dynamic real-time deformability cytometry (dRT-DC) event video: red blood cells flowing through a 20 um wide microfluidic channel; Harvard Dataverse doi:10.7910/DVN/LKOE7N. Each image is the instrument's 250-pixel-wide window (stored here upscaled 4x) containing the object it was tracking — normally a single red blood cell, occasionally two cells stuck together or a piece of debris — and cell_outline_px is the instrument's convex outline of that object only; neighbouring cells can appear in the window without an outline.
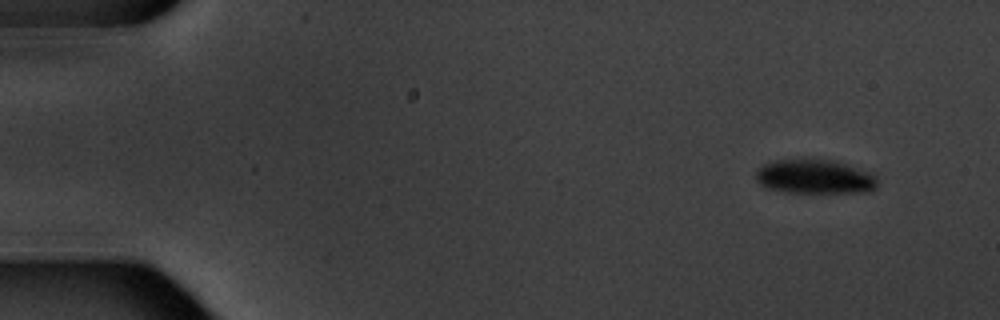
{"species": "common noctule bat (a hibernating species)", "species_latin": "Nyctalus noctula", "temperature_condition": "warm", "stored_images_in_passage": 10, "camera_frame_rate_fps": 3000, "um_per_image_px": 0.085, "animal": {"sex": "male", "body_mass_g": 20.1, "forearm_length_mm": 53.5}, "frame": {"image": 1, "passage_image": 1, "time_ms": 0.0, "image_size_px": [1000, 320], "cell_outline_px": [[876, 188], [868, 192], [784, 192], [764, 188], [756, 180], [756, 172], [764, 164], [776, 160], [832, 160], [868, 172], [876, 176]], "centroid_in_image_um": [69.22, 15.04], "position_along_channel_um": 15.8, "area_um2": 23.87}}
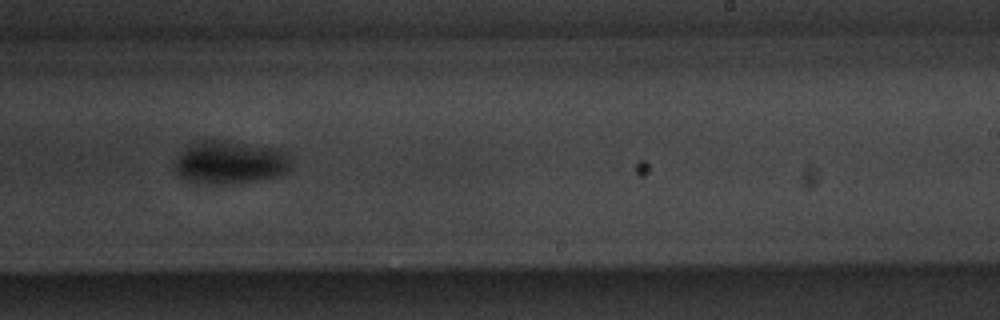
{"frame": {"image": 2, "passage_image": 10, "time_ms": 10.667, "image_size_px": [1000, 320], "cell_outline_px": [[292, 152], [288, 168], [280, 176], [236, 184], [196, 184], [180, 176], [176, 172], [176, 156], [188, 144], [200, 140], [228, 140], [276, 148]], "centroid_in_image_um": [19.56, 13.79], "position_along_channel_um": 269.4, "area_um2": 29.88}}